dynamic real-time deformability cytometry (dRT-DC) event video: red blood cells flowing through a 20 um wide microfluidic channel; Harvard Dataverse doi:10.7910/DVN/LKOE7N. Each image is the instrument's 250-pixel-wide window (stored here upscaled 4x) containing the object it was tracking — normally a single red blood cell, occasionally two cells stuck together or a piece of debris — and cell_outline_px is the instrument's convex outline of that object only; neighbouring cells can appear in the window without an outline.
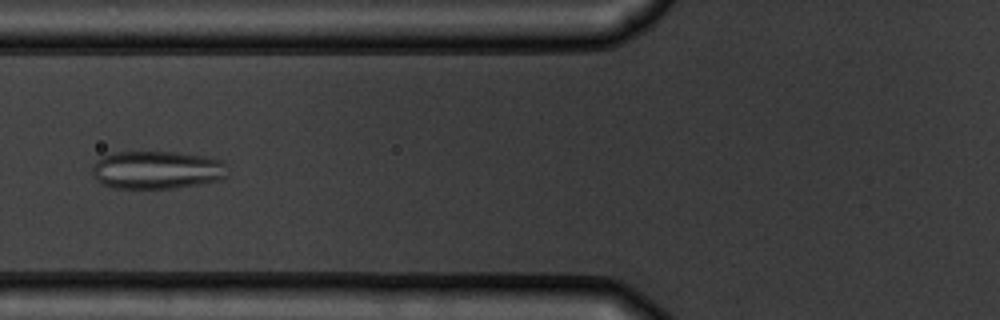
{"species": "common noctule bat (a hibernating species)", "species_latin": "Nyctalus noctula", "temperature_condition": "warm", "stored_images_in_passage": 10, "camera_frame_rate_fps": 3000, "um_per_image_px": 0.085, "animal": {"sex": "male", "body_mass_g": 19.5, "forearm_length_mm": 54.6}, "frame": {"image": 1, "passage_image": 6, "time_ms": 6.667, "image_size_px": [1000, 320], "cell_outline_px": [[228, 176], [224, 180], [200, 184], [172, 188], [112, 188], [96, 180], [92, 172], [92, 168], [96, 160], [112, 152], [176, 152], [204, 156], [224, 160], [228, 164]], "centroid_in_image_um": [13.41, 14.44], "position_along_channel_um": 112.4, "area_um2": 30.46}}